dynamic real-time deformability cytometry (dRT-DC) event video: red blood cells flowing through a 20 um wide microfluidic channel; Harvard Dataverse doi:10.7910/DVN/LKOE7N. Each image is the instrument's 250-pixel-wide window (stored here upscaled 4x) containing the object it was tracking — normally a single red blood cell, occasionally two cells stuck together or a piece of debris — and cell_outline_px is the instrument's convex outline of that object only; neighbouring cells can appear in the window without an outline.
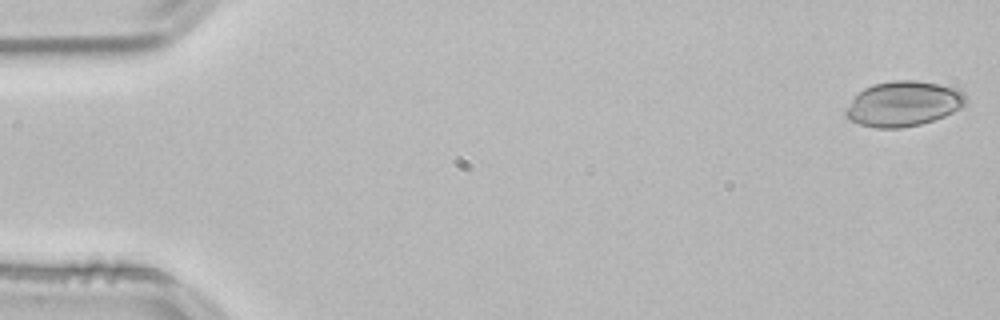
{"species": "common noctule bat (a hibernating species)", "species_latin": "Nyctalus noctula", "temperature_condition": "room temperature", "stored_images_in_passage": 52, "camera_frame_rate_fps": 3000, "um_per_image_px": 0.085, "animal": {"sex": "male", "body_mass_g": 21.5, "forearm_length_mm": 52.0}, "frame": {"image": 1, "passage_image": 1, "time_ms": 0.0, "image_size_px": [1000, 320], "cell_outline_px": [[964, 104], [960, 108], [944, 116], [920, 124], [900, 128], [876, 128], [860, 124], [848, 120], [844, 116], [844, 112], [852, 100], [864, 88], [872, 84], [892, 80], [916, 80], [960, 88], [964, 92]], "centroid_in_image_um": [76.77, 8.81], "position_along_channel_um": 8.2, "area_um2": 31.5}}
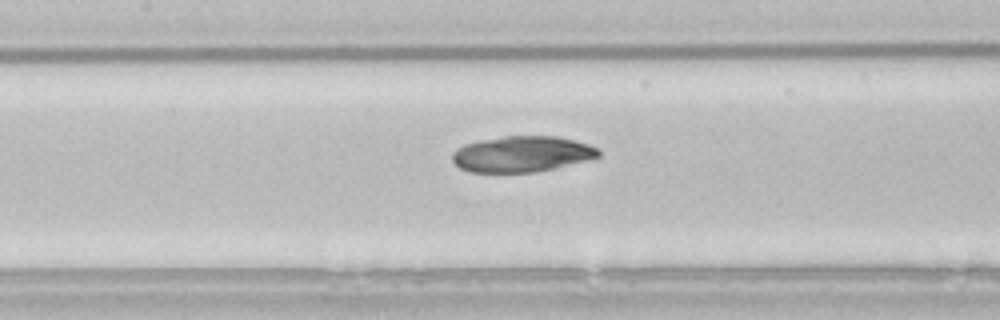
{"frame": {"image": 2, "passage_image": 24, "time_ms": 7.667, "image_size_px": [1000, 320], "cell_outline_px": [[600, 156], [588, 160], [556, 168], [536, 172], [472, 172], [460, 168], [452, 160], [452, 152], [456, 148], [464, 144], [480, 140], [504, 136], [560, 136], [588, 144], [600, 148]], "centroid_in_image_um": [44.38, 13.09], "position_along_channel_um": 163.0, "area_um2": 30.81}}
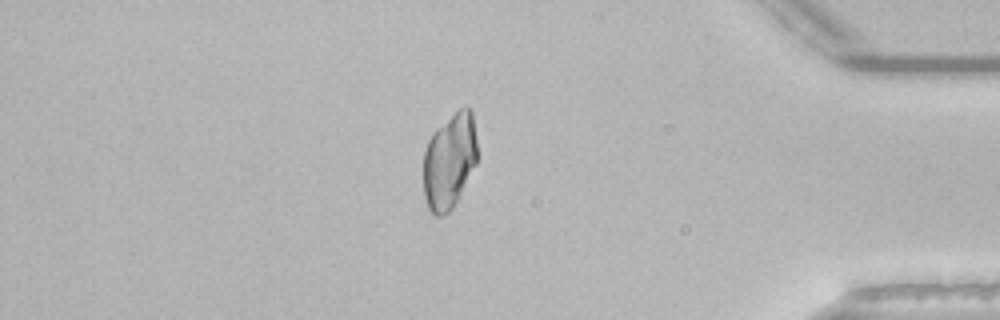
{"frame": {"image": 3, "passage_image": 45, "time_ms": 14.667, "image_size_px": [1000, 320], "cell_outline_px": [[476, 164], [452, 208], [444, 216], [436, 216], [428, 208], [424, 196], [424, 152], [428, 140], [432, 132], [436, 128], [460, 108], [468, 108], [472, 112], [476, 140]], "centroid_in_image_um": [38.18, 13.7], "position_along_channel_um": 397.0, "area_um2": 29.65}}